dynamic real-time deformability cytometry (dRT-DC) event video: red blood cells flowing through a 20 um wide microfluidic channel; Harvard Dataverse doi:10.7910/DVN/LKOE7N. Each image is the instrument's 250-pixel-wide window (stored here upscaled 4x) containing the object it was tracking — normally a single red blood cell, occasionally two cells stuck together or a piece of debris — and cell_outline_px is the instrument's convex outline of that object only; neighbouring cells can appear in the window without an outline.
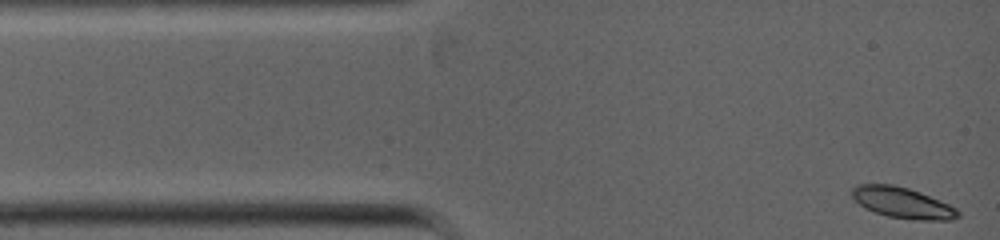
{"species": "common noctule bat (a hibernating species)", "species_latin": "Nyctalus noctula", "temperature_condition": "warm", "stored_images_in_passage": 10, "camera_frame_rate_fps": 5000, "um_per_image_px": 0.085, "animal": {"sex": "female", "body_mass_g": 19.0, "forearm_length_mm": 53.3}, "frame": {"image": 1, "passage_image": 1, "time_ms": 0.0, "image_size_px": [1000, 240], "cell_outline_px": [[960, 216], [952, 220], [912, 220], [888, 216], [864, 208], [852, 196], [852, 188], [856, 184], [892, 184], [908, 188], [920, 192], [940, 200], [956, 208], [960, 212]], "centroid_in_image_um": [76.73, 17.24], "position_along_channel_um": 8.3, "area_um2": 19.07}}